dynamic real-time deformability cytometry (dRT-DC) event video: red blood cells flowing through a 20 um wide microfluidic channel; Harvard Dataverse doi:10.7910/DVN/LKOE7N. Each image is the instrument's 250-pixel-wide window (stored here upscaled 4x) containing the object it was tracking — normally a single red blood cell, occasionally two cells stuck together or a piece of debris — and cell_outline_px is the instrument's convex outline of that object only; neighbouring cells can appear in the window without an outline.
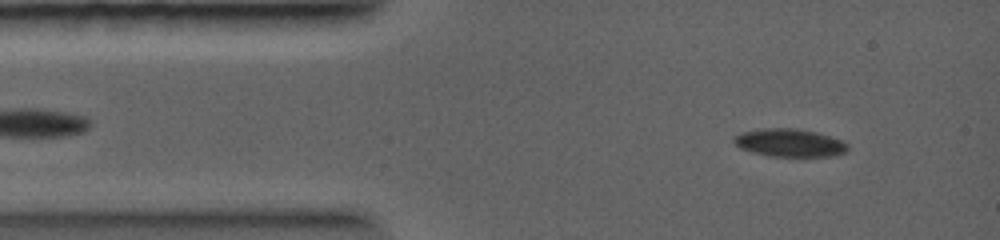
{"species": "common noctule bat (a hibernating species)", "species_latin": "Nyctalus noctula", "temperature_condition": "warm", "stored_images_in_passage": 2, "camera_frame_rate_fps": 5000, "um_per_image_px": 0.085, "animal": {"sex": "female", "body_mass_g": 19.0, "forearm_length_mm": 56.7}, "frame": {"image": 1, "passage_image": 1, "time_ms": 0.0, "image_size_px": [1000, 240], "cell_outline_px": [[848, 148], [844, 152], [832, 156], [768, 156], [752, 152], [740, 148], [732, 140], [732, 136], [744, 132], [764, 128], [792, 128], [816, 132], [844, 140], [848, 144]], "centroid_in_image_um": [67.11, 12.13], "position_along_channel_um": 17.9, "area_um2": 18.5}}